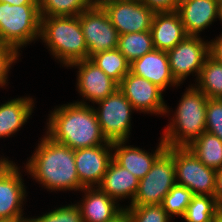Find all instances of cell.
I'll use <instances>...</instances> for the list:
<instances>
[{"instance_id": "obj_17", "label": "cell", "mask_w": 222, "mask_h": 222, "mask_svg": "<svg viewBox=\"0 0 222 222\" xmlns=\"http://www.w3.org/2000/svg\"><path fill=\"white\" fill-rule=\"evenodd\" d=\"M130 72L156 84L163 91L168 85H179L172 76L166 51L153 49L130 63Z\"/></svg>"}, {"instance_id": "obj_18", "label": "cell", "mask_w": 222, "mask_h": 222, "mask_svg": "<svg viewBox=\"0 0 222 222\" xmlns=\"http://www.w3.org/2000/svg\"><path fill=\"white\" fill-rule=\"evenodd\" d=\"M154 49H173L188 35L177 11L156 12L150 29Z\"/></svg>"}, {"instance_id": "obj_28", "label": "cell", "mask_w": 222, "mask_h": 222, "mask_svg": "<svg viewBox=\"0 0 222 222\" xmlns=\"http://www.w3.org/2000/svg\"><path fill=\"white\" fill-rule=\"evenodd\" d=\"M219 210L215 196L193 195L182 218L186 222H210Z\"/></svg>"}, {"instance_id": "obj_10", "label": "cell", "mask_w": 222, "mask_h": 222, "mask_svg": "<svg viewBox=\"0 0 222 222\" xmlns=\"http://www.w3.org/2000/svg\"><path fill=\"white\" fill-rule=\"evenodd\" d=\"M102 7L119 35L151 29L155 12L140 0H111Z\"/></svg>"}, {"instance_id": "obj_5", "label": "cell", "mask_w": 222, "mask_h": 222, "mask_svg": "<svg viewBox=\"0 0 222 222\" xmlns=\"http://www.w3.org/2000/svg\"><path fill=\"white\" fill-rule=\"evenodd\" d=\"M39 5L0 3V39L9 47L18 48L40 37Z\"/></svg>"}, {"instance_id": "obj_4", "label": "cell", "mask_w": 222, "mask_h": 222, "mask_svg": "<svg viewBox=\"0 0 222 222\" xmlns=\"http://www.w3.org/2000/svg\"><path fill=\"white\" fill-rule=\"evenodd\" d=\"M207 96L191 86L181 98L171 124L162 137L167 147H187L206 132Z\"/></svg>"}, {"instance_id": "obj_3", "label": "cell", "mask_w": 222, "mask_h": 222, "mask_svg": "<svg viewBox=\"0 0 222 222\" xmlns=\"http://www.w3.org/2000/svg\"><path fill=\"white\" fill-rule=\"evenodd\" d=\"M41 38L64 66L88 59L79 16L41 17Z\"/></svg>"}, {"instance_id": "obj_24", "label": "cell", "mask_w": 222, "mask_h": 222, "mask_svg": "<svg viewBox=\"0 0 222 222\" xmlns=\"http://www.w3.org/2000/svg\"><path fill=\"white\" fill-rule=\"evenodd\" d=\"M89 60L118 85L124 76L130 72V63L117 48L96 53Z\"/></svg>"}, {"instance_id": "obj_16", "label": "cell", "mask_w": 222, "mask_h": 222, "mask_svg": "<svg viewBox=\"0 0 222 222\" xmlns=\"http://www.w3.org/2000/svg\"><path fill=\"white\" fill-rule=\"evenodd\" d=\"M219 5L216 0H181L177 12L187 35L199 36L212 24L219 17Z\"/></svg>"}, {"instance_id": "obj_37", "label": "cell", "mask_w": 222, "mask_h": 222, "mask_svg": "<svg viewBox=\"0 0 222 222\" xmlns=\"http://www.w3.org/2000/svg\"><path fill=\"white\" fill-rule=\"evenodd\" d=\"M0 3L11 5H39L38 0H0Z\"/></svg>"}, {"instance_id": "obj_15", "label": "cell", "mask_w": 222, "mask_h": 222, "mask_svg": "<svg viewBox=\"0 0 222 222\" xmlns=\"http://www.w3.org/2000/svg\"><path fill=\"white\" fill-rule=\"evenodd\" d=\"M71 66H78L77 88L80 95L86 100L97 103L113 94L119 87L89 59L77 61L69 65V67Z\"/></svg>"}, {"instance_id": "obj_11", "label": "cell", "mask_w": 222, "mask_h": 222, "mask_svg": "<svg viewBox=\"0 0 222 222\" xmlns=\"http://www.w3.org/2000/svg\"><path fill=\"white\" fill-rule=\"evenodd\" d=\"M170 70L173 78L179 84L191 73L199 76L209 54V42H204L199 36H187L173 49L167 51Z\"/></svg>"}, {"instance_id": "obj_20", "label": "cell", "mask_w": 222, "mask_h": 222, "mask_svg": "<svg viewBox=\"0 0 222 222\" xmlns=\"http://www.w3.org/2000/svg\"><path fill=\"white\" fill-rule=\"evenodd\" d=\"M82 191L86 193L85 198L78 206L83 222H110L124 210L99 188L84 187Z\"/></svg>"}, {"instance_id": "obj_21", "label": "cell", "mask_w": 222, "mask_h": 222, "mask_svg": "<svg viewBox=\"0 0 222 222\" xmlns=\"http://www.w3.org/2000/svg\"><path fill=\"white\" fill-rule=\"evenodd\" d=\"M138 184L139 179L135 175L112 159L101 183L94 188L98 187L114 200L131 197L132 204Z\"/></svg>"}, {"instance_id": "obj_41", "label": "cell", "mask_w": 222, "mask_h": 222, "mask_svg": "<svg viewBox=\"0 0 222 222\" xmlns=\"http://www.w3.org/2000/svg\"><path fill=\"white\" fill-rule=\"evenodd\" d=\"M210 222H222V209L213 216Z\"/></svg>"}, {"instance_id": "obj_22", "label": "cell", "mask_w": 222, "mask_h": 222, "mask_svg": "<svg viewBox=\"0 0 222 222\" xmlns=\"http://www.w3.org/2000/svg\"><path fill=\"white\" fill-rule=\"evenodd\" d=\"M32 98H16L0 106V138L17 132L29 119L33 110Z\"/></svg>"}, {"instance_id": "obj_40", "label": "cell", "mask_w": 222, "mask_h": 222, "mask_svg": "<svg viewBox=\"0 0 222 222\" xmlns=\"http://www.w3.org/2000/svg\"><path fill=\"white\" fill-rule=\"evenodd\" d=\"M11 163V161H9L6 158L0 159V173Z\"/></svg>"}, {"instance_id": "obj_1", "label": "cell", "mask_w": 222, "mask_h": 222, "mask_svg": "<svg viewBox=\"0 0 222 222\" xmlns=\"http://www.w3.org/2000/svg\"><path fill=\"white\" fill-rule=\"evenodd\" d=\"M85 103H70L55 109L47 123L46 135L74 150L112 144L101 131L94 107Z\"/></svg>"}, {"instance_id": "obj_12", "label": "cell", "mask_w": 222, "mask_h": 222, "mask_svg": "<svg viewBox=\"0 0 222 222\" xmlns=\"http://www.w3.org/2000/svg\"><path fill=\"white\" fill-rule=\"evenodd\" d=\"M119 90L131 103L134 110L146 113L165 114L168 109L163 100V90L149 80L131 72L119 84Z\"/></svg>"}, {"instance_id": "obj_39", "label": "cell", "mask_w": 222, "mask_h": 222, "mask_svg": "<svg viewBox=\"0 0 222 222\" xmlns=\"http://www.w3.org/2000/svg\"><path fill=\"white\" fill-rule=\"evenodd\" d=\"M111 0H88L91 6H102L104 3Z\"/></svg>"}, {"instance_id": "obj_2", "label": "cell", "mask_w": 222, "mask_h": 222, "mask_svg": "<svg viewBox=\"0 0 222 222\" xmlns=\"http://www.w3.org/2000/svg\"><path fill=\"white\" fill-rule=\"evenodd\" d=\"M26 169L39 183L50 190H82L74 158V149L55 142L47 135L42 138Z\"/></svg>"}, {"instance_id": "obj_32", "label": "cell", "mask_w": 222, "mask_h": 222, "mask_svg": "<svg viewBox=\"0 0 222 222\" xmlns=\"http://www.w3.org/2000/svg\"><path fill=\"white\" fill-rule=\"evenodd\" d=\"M205 116L206 132L222 140V98H208Z\"/></svg>"}, {"instance_id": "obj_45", "label": "cell", "mask_w": 222, "mask_h": 222, "mask_svg": "<svg viewBox=\"0 0 222 222\" xmlns=\"http://www.w3.org/2000/svg\"><path fill=\"white\" fill-rule=\"evenodd\" d=\"M219 4L222 3V0H216Z\"/></svg>"}, {"instance_id": "obj_38", "label": "cell", "mask_w": 222, "mask_h": 222, "mask_svg": "<svg viewBox=\"0 0 222 222\" xmlns=\"http://www.w3.org/2000/svg\"><path fill=\"white\" fill-rule=\"evenodd\" d=\"M110 222H132L128 212L124 209L119 215H117Z\"/></svg>"}, {"instance_id": "obj_44", "label": "cell", "mask_w": 222, "mask_h": 222, "mask_svg": "<svg viewBox=\"0 0 222 222\" xmlns=\"http://www.w3.org/2000/svg\"><path fill=\"white\" fill-rule=\"evenodd\" d=\"M0 222H15V221L0 220Z\"/></svg>"}, {"instance_id": "obj_23", "label": "cell", "mask_w": 222, "mask_h": 222, "mask_svg": "<svg viewBox=\"0 0 222 222\" xmlns=\"http://www.w3.org/2000/svg\"><path fill=\"white\" fill-rule=\"evenodd\" d=\"M203 163L214 170L222 169V140L208 132H203L187 146Z\"/></svg>"}, {"instance_id": "obj_14", "label": "cell", "mask_w": 222, "mask_h": 222, "mask_svg": "<svg viewBox=\"0 0 222 222\" xmlns=\"http://www.w3.org/2000/svg\"><path fill=\"white\" fill-rule=\"evenodd\" d=\"M112 144L74 150L75 165L80 183L84 187L100 184L113 159Z\"/></svg>"}, {"instance_id": "obj_33", "label": "cell", "mask_w": 222, "mask_h": 222, "mask_svg": "<svg viewBox=\"0 0 222 222\" xmlns=\"http://www.w3.org/2000/svg\"><path fill=\"white\" fill-rule=\"evenodd\" d=\"M19 52L12 47L5 46L0 51V86H4L7 82L9 69L15 60L18 59Z\"/></svg>"}, {"instance_id": "obj_30", "label": "cell", "mask_w": 222, "mask_h": 222, "mask_svg": "<svg viewBox=\"0 0 222 222\" xmlns=\"http://www.w3.org/2000/svg\"><path fill=\"white\" fill-rule=\"evenodd\" d=\"M124 209L128 212L132 222H169L171 219L162 204L130 205Z\"/></svg>"}, {"instance_id": "obj_35", "label": "cell", "mask_w": 222, "mask_h": 222, "mask_svg": "<svg viewBox=\"0 0 222 222\" xmlns=\"http://www.w3.org/2000/svg\"><path fill=\"white\" fill-rule=\"evenodd\" d=\"M209 54L216 61L222 63V34L216 40L209 42Z\"/></svg>"}, {"instance_id": "obj_43", "label": "cell", "mask_w": 222, "mask_h": 222, "mask_svg": "<svg viewBox=\"0 0 222 222\" xmlns=\"http://www.w3.org/2000/svg\"><path fill=\"white\" fill-rule=\"evenodd\" d=\"M6 45L1 41L0 39V51L5 47Z\"/></svg>"}, {"instance_id": "obj_8", "label": "cell", "mask_w": 222, "mask_h": 222, "mask_svg": "<svg viewBox=\"0 0 222 222\" xmlns=\"http://www.w3.org/2000/svg\"><path fill=\"white\" fill-rule=\"evenodd\" d=\"M95 109L101 131L108 142L127 141L130 135L131 112L134 110L119 88L104 100L97 102Z\"/></svg>"}, {"instance_id": "obj_31", "label": "cell", "mask_w": 222, "mask_h": 222, "mask_svg": "<svg viewBox=\"0 0 222 222\" xmlns=\"http://www.w3.org/2000/svg\"><path fill=\"white\" fill-rule=\"evenodd\" d=\"M27 222H83L77 204L59 207L38 218L27 219Z\"/></svg>"}, {"instance_id": "obj_9", "label": "cell", "mask_w": 222, "mask_h": 222, "mask_svg": "<svg viewBox=\"0 0 222 222\" xmlns=\"http://www.w3.org/2000/svg\"><path fill=\"white\" fill-rule=\"evenodd\" d=\"M78 16L88 47V59L96 53L117 48L119 34L102 6H91Z\"/></svg>"}, {"instance_id": "obj_36", "label": "cell", "mask_w": 222, "mask_h": 222, "mask_svg": "<svg viewBox=\"0 0 222 222\" xmlns=\"http://www.w3.org/2000/svg\"><path fill=\"white\" fill-rule=\"evenodd\" d=\"M215 199L218 207L222 209V169L217 170L216 172Z\"/></svg>"}, {"instance_id": "obj_19", "label": "cell", "mask_w": 222, "mask_h": 222, "mask_svg": "<svg viewBox=\"0 0 222 222\" xmlns=\"http://www.w3.org/2000/svg\"><path fill=\"white\" fill-rule=\"evenodd\" d=\"M125 141L112 143V149L116 150L113 159L123 168L130 171L139 180L150 170L156 159L167 149V145L161 139L155 153L149 154L137 147L124 146Z\"/></svg>"}, {"instance_id": "obj_42", "label": "cell", "mask_w": 222, "mask_h": 222, "mask_svg": "<svg viewBox=\"0 0 222 222\" xmlns=\"http://www.w3.org/2000/svg\"><path fill=\"white\" fill-rule=\"evenodd\" d=\"M218 18L222 21V3H220V5H219V17Z\"/></svg>"}, {"instance_id": "obj_27", "label": "cell", "mask_w": 222, "mask_h": 222, "mask_svg": "<svg viewBox=\"0 0 222 222\" xmlns=\"http://www.w3.org/2000/svg\"><path fill=\"white\" fill-rule=\"evenodd\" d=\"M41 17L78 16L91 7L88 0H38Z\"/></svg>"}, {"instance_id": "obj_6", "label": "cell", "mask_w": 222, "mask_h": 222, "mask_svg": "<svg viewBox=\"0 0 222 222\" xmlns=\"http://www.w3.org/2000/svg\"><path fill=\"white\" fill-rule=\"evenodd\" d=\"M175 184L173 147H167L153 163L151 170L139 180L131 205L162 204L164 197Z\"/></svg>"}, {"instance_id": "obj_25", "label": "cell", "mask_w": 222, "mask_h": 222, "mask_svg": "<svg viewBox=\"0 0 222 222\" xmlns=\"http://www.w3.org/2000/svg\"><path fill=\"white\" fill-rule=\"evenodd\" d=\"M195 87L201 90L207 98H222V63L210 55L204 62Z\"/></svg>"}, {"instance_id": "obj_7", "label": "cell", "mask_w": 222, "mask_h": 222, "mask_svg": "<svg viewBox=\"0 0 222 222\" xmlns=\"http://www.w3.org/2000/svg\"><path fill=\"white\" fill-rule=\"evenodd\" d=\"M173 160L176 184L188 188L193 195L215 196L216 170L201 163L187 147H173Z\"/></svg>"}, {"instance_id": "obj_34", "label": "cell", "mask_w": 222, "mask_h": 222, "mask_svg": "<svg viewBox=\"0 0 222 222\" xmlns=\"http://www.w3.org/2000/svg\"><path fill=\"white\" fill-rule=\"evenodd\" d=\"M153 12H173L177 11L181 0H140Z\"/></svg>"}, {"instance_id": "obj_26", "label": "cell", "mask_w": 222, "mask_h": 222, "mask_svg": "<svg viewBox=\"0 0 222 222\" xmlns=\"http://www.w3.org/2000/svg\"><path fill=\"white\" fill-rule=\"evenodd\" d=\"M117 49L132 63L154 49L150 30L119 35Z\"/></svg>"}, {"instance_id": "obj_29", "label": "cell", "mask_w": 222, "mask_h": 222, "mask_svg": "<svg viewBox=\"0 0 222 222\" xmlns=\"http://www.w3.org/2000/svg\"><path fill=\"white\" fill-rule=\"evenodd\" d=\"M192 196L193 193L188 188L175 184L164 197L163 209L171 217L172 215L183 216Z\"/></svg>"}, {"instance_id": "obj_13", "label": "cell", "mask_w": 222, "mask_h": 222, "mask_svg": "<svg viewBox=\"0 0 222 222\" xmlns=\"http://www.w3.org/2000/svg\"><path fill=\"white\" fill-rule=\"evenodd\" d=\"M18 169L11 162L0 173V220L27 222V218L22 217L21 207L26 189Z\"/></svg>"}]
</instances>
